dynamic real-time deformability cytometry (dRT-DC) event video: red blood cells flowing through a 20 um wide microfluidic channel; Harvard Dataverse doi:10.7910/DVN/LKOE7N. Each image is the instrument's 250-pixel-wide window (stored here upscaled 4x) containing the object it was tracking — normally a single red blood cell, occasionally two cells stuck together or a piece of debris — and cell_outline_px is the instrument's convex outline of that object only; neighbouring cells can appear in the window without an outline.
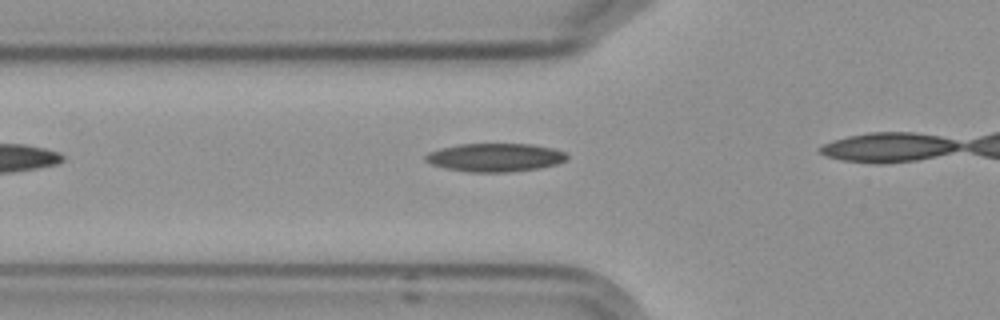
{"species": "Egyptian fruit bat (a non-hibernating species)", "species_latin": "Rousettus aegyptiacus", "temperature_condition": "cold", "stored_images_in_passage": 4, "camera_frame_rate_fps": 3000, "um_per_image_px": 0.085, "frame": {"image": 1, "passage_image": 4, "time_ms": 3.333, "image_size_px": [1000, 320], "cell_outline_px": [[568, 156], [564, 160], [556, 164], [540, 168], [508, 172], [468, 172], [444, 168], [432, 164], [424, 160], [424, 156], [428, 152], [440, 148], [460, 144], [532, 144], [552, 148], [564, 152]], "centroid_in_image_um": [42.04, 13.38], "position_along_channel_um": 83.8, "area_um2": 23.35}}